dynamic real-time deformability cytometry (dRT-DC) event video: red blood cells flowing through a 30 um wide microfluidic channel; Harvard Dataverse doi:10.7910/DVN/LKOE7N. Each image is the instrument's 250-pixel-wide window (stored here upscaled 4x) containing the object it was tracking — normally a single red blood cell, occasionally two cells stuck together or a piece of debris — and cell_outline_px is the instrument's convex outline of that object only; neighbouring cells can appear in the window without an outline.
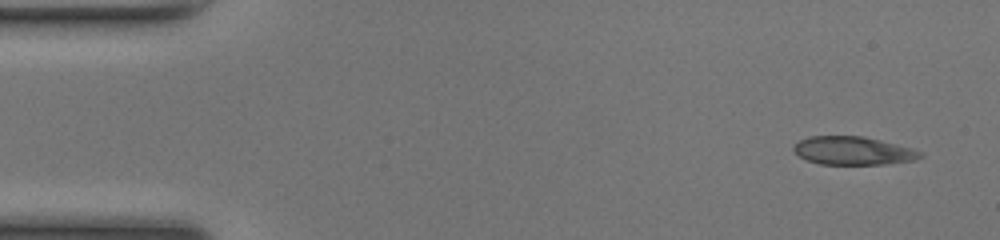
{"species": "common noctule bat (a hibernating species)", "species_latin": "Nyctalus noctula", "temperature_condition": "room temperature", "stored_images_in_passage": 47, "camera_frame_rate_fps": 3000, "um_per_image_px": 0.085, "animal": {"sex": "female", "body_mass_g": 17.0, "forearm_length_mm": 48.0}, "frame": {"image": 1, "passage_image": 1, "time_ms": 0.0, "image_size_px": [1000, 240], "cell_outline_px": [[924, 156], [916, 160], [884, 164], [820, 164], [808, 160], [800, 156], [792, 148], [800, 140], [808, 136], [864, 136], [912, 148], [924, 152]], "centroid_in_image_um": [72.56, 12.81], "position_along_channel_um": 12.4, "area_um2": 20.81}}
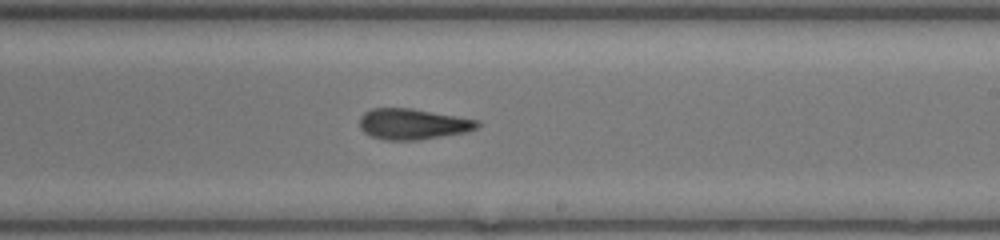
{"frame": {"image": 2, "passage_image": 27, "time_ms": 8.667, "image_size_px": [1000, 240], "cell_outline_px": [[480, 124], [476, 128], [464, 132], [416, 140], [388, 140], [372, 136], [364, 132], [360, 128], [360, 116], [364, 112], [372, 108], [412, 108], [480, 120]], "centroid_in_image_um": [35.07, 10.53], "position_along_channel_um": 253.9, "area_um2": 20.98}}
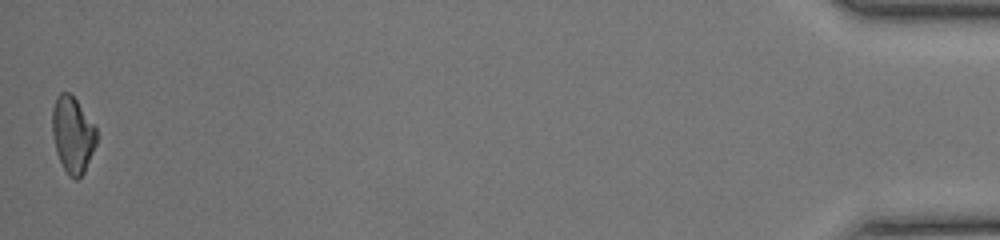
{"frame": {"image": 3, "passage_image": 47, "time_ms": 15.333, "image_size_px": [1000, 240], "cell_outline_px": [[96, 144], [84, 172], [76, 180], [68, 176], [56, 152], [52, 132], [52, 108], [56, 96], [60, 92], [68, 92], [76, 100], [96, 128]], "centroid_in_image_um": [6.15, 11.45], "position_along_channel_um": 429.0, "area_um2": 19.48}, "authors_computed_cell_mechanics": {"area_um2": 21.2126, "velocity_mm_per_s": 4.1695, "shape_relaxation_time_tau1_ms": null, "shape_relaxation_time_tau2_ms": 2.684, "deformation_change_tau1": null, "deformation_change_tau2": 0.0965}}